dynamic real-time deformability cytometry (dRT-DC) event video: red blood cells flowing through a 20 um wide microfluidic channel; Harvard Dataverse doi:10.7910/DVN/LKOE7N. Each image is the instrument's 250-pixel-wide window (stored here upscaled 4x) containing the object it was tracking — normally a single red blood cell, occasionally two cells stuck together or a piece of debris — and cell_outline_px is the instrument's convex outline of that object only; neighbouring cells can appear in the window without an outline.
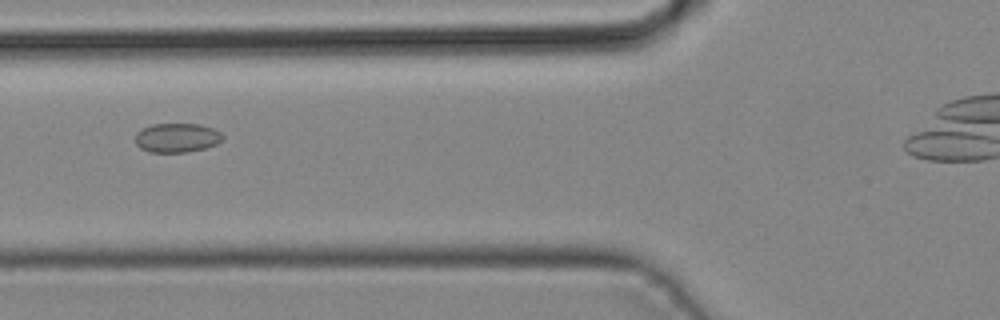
{"species": "common noctule bat (a hibernating species)", "species_latin": "Nyctalus noctula", "temperature_condition": "cold", "stored_images_in_passage": 31, "camera_frame_rate_fps": 3000, "um_per_image_px": 0.085, "animal": {"sex": "male", "body_mass_g": 19.2, "forearm_length_mm": 51.8}, "frame": {"image": 1, "passage_image": 10, "time_ms": 3.0, "image_size_px": [1000, 320], "cell_outline_px": [[224, 140], [216, 144], [204, 148], [184, 152], [148, 152], [140, 148], [136, 144], [136, 132], [152, 124], [200, 124], [212, 128], [220, 132], [224, 136]], "centroid_in_image_um": [15.05, 11.71], "position_along_channel_um": 110.8, "area_um2": 14.85}}
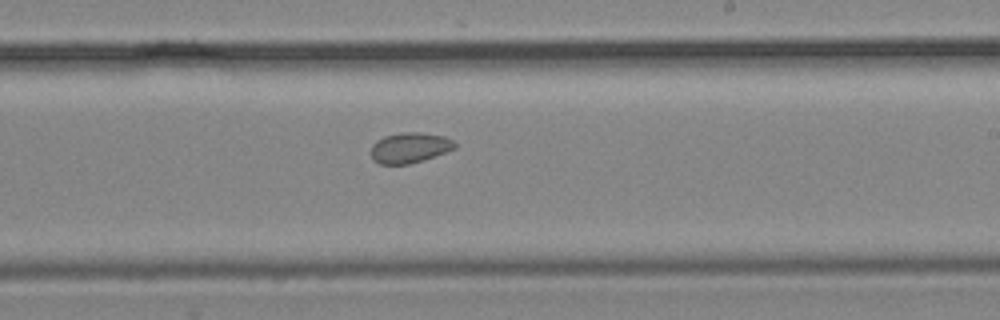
{"frame": {"image": 2, "passage_image": 19, "time_ms": 6.0, "image_size_px": [1000, 320], "cell_outline_px": [[456, 148], [424, 160], [408, 164], [380, 164], [372, 160], [372, 144], [376, 140], [384, 136], [400, 132], [420, 132], [444, 136], [452, 140], [456, 144]], "centroid_in_image_um": [34.81, 12.55], "position_along_channel_um": 254.2, "area_um2": 14.91}}
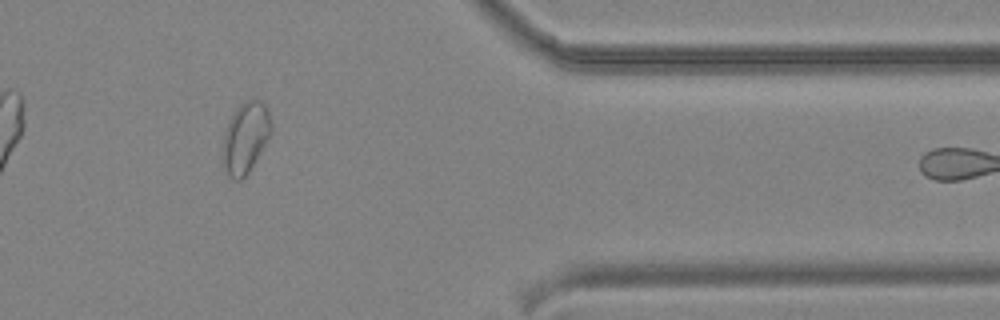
{"frame": {"image": 3, "passage_image": 29, "time_ms": 9.333, "image_size_px": [1000, 320], "cell_outline_px": [[272, 132], [268, 140], [248, 172], [240, 180], [232, 180], [228, 176], [224, 164], [220, 148], [224, 132], [228, 120], [236, 108], [240, 104], [248, 100], [260, 100], [268, 108], [272, 120]], "centroid_in_image_um": [20.85, 11.68], "position_along_channel_um": 390.5, "area_um2": 20.4}}